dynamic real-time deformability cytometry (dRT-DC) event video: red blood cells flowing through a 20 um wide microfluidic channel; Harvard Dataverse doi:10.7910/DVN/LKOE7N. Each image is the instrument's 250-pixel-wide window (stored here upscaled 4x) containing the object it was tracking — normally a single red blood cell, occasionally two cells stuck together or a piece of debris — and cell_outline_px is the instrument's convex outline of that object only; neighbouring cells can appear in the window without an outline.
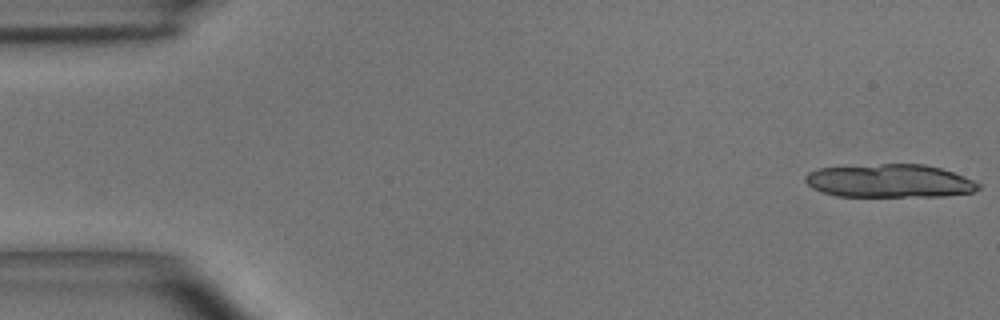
{"species": "common noctule bat (a hibernating species)", "species_latin": "Nyctalus noctula", "temperature_condition": "room temperature", "stored_images_in_passage": 13, "camera_frame_rate_fps": 3000, "um_per_image_px": 0.085, "animal": {"sex": "male", "body_mass_g": 15.6}, "frame": {"image": 1, "passage_image": 1, "time_ms": 0.0, "image_size_px": [1000, 320], "cell_outline_px": [[980, 188], [972, 192], [944, 196], [836, 196], [820, 192], [812, 188], [804, 180], [804, 176], [808, 172], [816, 168], [880, 164], [924, 164], [940, 168], [964, 176], [980, 184]], "centroid_in_image_um": [75.57, 15.38], "position_along_channel_um": 9.4, "area_um2": 33.64}}